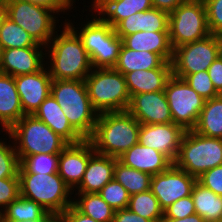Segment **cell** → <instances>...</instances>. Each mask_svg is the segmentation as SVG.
Listing matches in <instances>:
<instances>
[{"label": "cell", "mask_w": 222, "mask_h": 222, "mask_svg": "<svg viewBox=\"0 0 222 222\" xmlns=\"http://www.w3.org/2000/svg\"><path fill=\"white\" fill-rule=\"evenodd\" d=\"M151 177L149 173L127 167L116 161L114 179L127 190L130 196L150 190Z\"/></svg>", "instance_id": "cell-32"}, {"label": "cell", "mask_w": 222, "mask_h": 222, "mask_svg": "<svg viewBox=\"0 0 222 222\" xmlns=\"http://www.w3.org/2000/svg\"><path fill=\"white\" fill-rule=\"evenodd\" d=\"M127 208L152 222H159L164 216L158 199L150 190L131 195Z\"/></svg>", "instance_id": "cell-34"}, {"label": "cell", "mask_w": 222, "mask_h": 222, "mask_svg": "<svg viewBox=\"0 0 222 222\" xmlns=\"http://www.w3.org/2000/svg\"><path fill=\"white\" fill-rule=\"evenodd\" d=\"M6 144L0 139V179L18 177L19 159L15 146Z\"/></svg>", "instance_id": "cell-37"}, {"label": "cell", "mask_w": 222, "mask_h": 222, "mask_svg": "<svg viewBox=\"0 0 222 222\" xmlns=\"http://www.w3.org/2000/svg\"><path fill=\"white\" fill-rule=\"evenodd\" d=\"M112 222H152V221L140 215H137L128 208H124L114 211Z\"/></svg>", "instance_id": "cell-45"}, {"label": "cell", "mask_w": 222, "mask_h": 222, "mask_svg": "<svg viewBox=\"0 0 222 222\" xmlns=\"http://www.w3.org/2000/svg\"><path fill=\"white\" fill-rule=\"evenodd\" d=\"M20 1H26L28 3H32L41 7H45L47 9H50L54 12H56L54 15L58 14L59 12L63 13L65 10H69L70 7L72 9V4L75 2V0H20Z\"/></svg>", "instance_id": "cell-43"}, {"label": "cell", "mask_w": 222, "mask_h": 222, "mask_svg": "<svg viewBox=\"0 0 222 222\" xmlns=\"http://www.w3.org/2000/svg\"><path fill=\"white\" fill-rule=\"evenodd\" d=\"M218 58L216 35L186 43L173 49L172 75L183 79L186 75L206 71Z\"/></svg>", "instance_id": "cell-12"}, {"label": "cell", "mask_w": 222, "mask_h": 222, "mask_svg": "<svg viewBox=\"0 0 222 222\" xmlns=\"http://www.w3.org/2000/svg\"><path fill=\"white\" fill-rule=\"evenodd\" d=\"M123 45L132 50L149 51L159 54L166 62H171L173 48L169 40V32L139 31L123 39Z\"/></svg>", "instance_id": "cell-26"}, {"label": "cell", "mask_w": 222, "mask_h": 222, "mask_svg": "<svg viewBox=\"0 0 222 222\" xmlns=\"http://www.w3.org/2000/svg\"><path fill=\"white\" fill-rule=\"evenodd\" d=\"M94 152L91 141L84 139L76 144H68L60 153L58 174L73 192L83 180L89 158Z\"/></svg>", "instance_id": "cell-16"}, {"label": "cell", "mask_w": 222, "mask_h": 222, "mask_svg": "<svg viewBox=\"0 0 222 222\" xmlns=\"http://www.w3.org/2000/svg\"><path fill=\"white\" fill-rule=\"evenodd\" d=\"M6 17H7V7H6L5 0H3L0 3V27Z\"/></svg>", "instance_id": "cell-50"}, {"label": "cell", "mask_w": 222, "mask_h": 222, "mask_svg": "<svg viewBox=\"0 0 222 222\" xmlns=\"http://www.w3.org/2000/svg\"><path fill=\"white\" fill-rule=\"evenodd\" d=\"M186 0H152L153 7L167 12L168 14L172 13L180 4Z\"/></svg>", "instance_id": "cell-47"}, {"label": "cell", "mask_w": 222, "mask_h": 222, "mask_svg": "<svg viewBox=\"0 0 222 222\" xmlns=\"http://www.w3.org/2000/svg\"><path fill=\"white\" fill-rule=\"evenodd\" d=\"M19 195V177L0 179V212L4 210Z\"/></svg>", "instance_id": "cell-40"}, {"label": "cell", "mask_w": 222, "mask_h": 222, "mask_svg": "<svg viewBox=\"0 0 222 222\" xmlns=\"http://www.w3.org/2000/svg\"><path fill=\"white\" fill-rule=\"evenodd\" d=\"M66 21L61 34L54 35L45 47L49 48L44 51L50 59L47 68L52 79L85 80L93 68L80 37Z\"/></svg>", "instance_id": "cell-1"}, {"label": "cell", "mask_w": 222, "mask_h": 222, "mask_svg": "<svg viewBox=\"0 0 222 222\" xmlns=\"http://www.w3.org/2000/svg\"><path fill=\"white\" fill-rule=\"evenodd\" d=\"M173 164L198 178L209 169L222 165V139L186 130Z\"/></svg>", "instance_id": "cell-8"}, {"label": "cell", "mask_w": 222, "mask_h": 222, "mask_svg": "<svg viewBox=\"0 0 222 222\" xmlns=\"http://www.w3.org/2000/svg\"><path fill=\"white\" fill-rule=\"evenodd\" d=\"M195 206L190 196L181 198L164 210L165 218L182 219L195 214Z\"/></svg>", "instance_id": "cell-41"}, {"label": "cell", "mask_w": 222, "mask_h": 222, "mask_svg": "<svg viewBox=\"0 0 222 222\" xmlns=\"http://www.w3.org/2000/svg\"><path fill=\"white\" fill-rule=\"evenodd\" d=\"M1 52H2V49H1V47H0V63H1Z\"/></svg>", "instance_id": "cell-52"}, {"label": "cell", "mask_w": 222, "mask_h": 222, "mask_svg": "<svg viewBox=\"0 0 222 222\" xmlns=\"http://www.w3.org/2000/svg\"><path fill=\"white\" fill-rule=\"evenodd\" d=\"M140 123L127 110L98 114L89 138L95 152L118 158L138 143Z\"/></svg>", "instance_id": "cell-2"}, {"label": "cell", "mask_w": 222, "mask_h": 222, "mask_svg": "<svg viewBox=\"0 0 222 222\" xmlns=\"http://www.w3.org/2000/svg\"><path fill=\"white\" fill-rule=\"evenodd\" d=\"M0 47L4 50L45 46L38 44L21 26L6 17L0 27Z\"/></svg>", "instance_id": "cell-33"}, {"label": "cell", "mask_w": 222, "mask_h": 222, "mask_svg": "<svg viewBox=\"0 0 222 222\" xmlns=\"http://www.w3.org/2000/svg\"><path fill=\"white\" fill-rule=\"evenodd\" d=\"M94 12L113 28L128 16L153 8L152 0H94Z\"/></svg>", "instance_id": "cell-24"}, {"label": "cell", "mask_w": 222, "mask_h": 222, "mask_svg": "<svg viewBox=\"0 0 222 222\" xmlns=\"http://www.w3.org/2000/svg\"><path fill=\"white\" fill-rule=\"evenodd\" d=\"M6 133L19 162L28 155L61 153L68 143L34 115H24Z\"/></svg>", "instance_id": "cell-4"}, {"label": "cell", "mask_w": 222, "mask_h": 222, "mask_svg": "<svg viewBox=\"0 0 222 222\" xmlns=\"http://www.w3.org/2000/svg\"><path fill=\"white\" fill-rule=\"evenodd\" d=\"M60 153L28 155L20 161L18 173H58Z\"/></svg>", "instance_id": "cell-35"}, {"label": "cell", "mask_w": 222, "mask_h": 222, "mask_svg": "<svg viewBox=\"0 0 222 222\" xmlns=\"http://www.w3.org/2000/svg\"><path fill=\"white\" fill-rule=\"evenodd\" d=\"M173 123L185 130H193L204 107L203 99L188 83L172 75L164 89Z\"/></svg>", "instance_id": "cell-11"}, {"label": "cell", "mask_w": 222, "mask_h": 222, "mask_svg": "<svg viewBox=\"0 0 222 222\" xmlns=\"http://www.w3.org/2000/svg\"><path fill=\"white\" fill-rule=\"evenodd\" d=\"M197 181L216 195L222 196V165L204 172Z\"/></svg>", "instance_id": "cell-42"}, {"label": "cell", "mask_w": 222, "mask_h": 222, "mask_svg": "<svg viewBox=\"0 0 222 222\" xmlns=\"http://www.w3.org/2000/svg\"><path fill=\"white\" fill-rule=\"evenodd\" d=\"M66 222H98L81 213L73 204L63 212Z\"/></svg>", "instance_id": "cell-46"}, {"label": "cell", "mask_w": 222, "mask_h": 222, "mask_svg": "<svg viewBox=\"0 0 222 222\" xmlns=\"http://www.w3.org/2000/svg\"><path fill=\"white\" fill-rule=\"evenodd\" d=\"M166 61L156 53L137 51L122 45L114 69L125 75L135 70H150L161 67Z\"/></svg>", "instance_id": "cell-27"}, {"label": "cell", "mask_w": 222, "mask_h": 222, "mask_svg": "<svg viewBox=\"0 0 222 222\" xmlns=\"http://www.w3.org/2000/svg\"><path fill=\"white\" fill-rule=\"evenodd\" d=\"M169 40L172 48L204 39L211 34L203 0H186L169 14Z\"/></svg>", "instance_id": "cell-9"}, {"label": "cell", "mask_w": 222, "mask_h": 222, "mask_svg": "<svg viewBox=\"0 0 222 222\" xmlns=\"http://www.w3.org/2000/svg\"><path fill=\"white\" fill-rule=\"evenodd\" d=\"M168 24L169 14L153 7L128 16L114 27V31L123 39L139 31L169 32Z\"/></svg>", "instance_id": "cell-21"}, {"label": "cell", "mask_w": 222, "mask_h": 222, "mask_svg": "<svg viewBox=\"0 0 222 222\" xmlns=\"http://www.w3.org/2000/svg\"><path fill=\"white\" fill-rule=\"evenodd\" d=\"M51 95L61 106L71 126L84 139H89L98 113L91 105L84 80L52 79Z\"/></svg>", "instance_id": "cell-3"}, {"label": "cell", "mask_w": 222, "mask_h": 222, "mask_svg": "<svg viewBox=\"0 0 222 222\" xmlns=\"http://www.w3.org/2000/svg\"><path fill=\"white\" fill-rule=\"evenodd\" d=\"M100 196L114 209L128 207L130 195L127 190L115 179L109 181L99 192Z\"/></svg>", "instance_id": "cell-36"}, {"label": "cell", "mask_w": 222, "mask_h": 222, "mask_svg": "<svg viewBox=\"0 0 222 222\" xmlns=\"http://www.w3.org/2000/svg\"><path fill=\"white\" fill-rule=\"evenodd\" d=\"M7 17L21 26L33 39L47 46L57 33L55 12L26 1L5 0ZM53 13V14H52Z\"/></svg>", "instance_id": "cell-10"}, {"label": "cell", "mask_w": 222, "mask_h": 222, "mask_svg": "<svg viewBox=\"0 0 222 222\" xmlns=\"http://www.w3.org/2000/svg\"><path fill=\"white\" fill-rule=\"evenodd\" d=\"M45 66L38 72L14 77L25 115H33L51 94L52 78Z\"/></svg>", "instance_id": "cell-17"}, {"label": "cell", "mask_w": 222, "mask_h": 222, "mask_svg": "<svg viewBox=\"0 0 222 222\" xmlns=\"http://www.w3.org/2000/svg\"><path fill=\"white\" fill-rule=\"evenodd\" d=\"M193 131L206 137L222 139V94L205 100Z\"/></svg>", "instance_id": "cell-28"}, {"label": "cell", "mask_w": 222, "mask_h": 222, "mask_svg": "<svg viewBox=\"0 0 222 222\" xmlns=\"http://www.w3.org/2000/svg\"><path fill=\"white\" fill-rule=\"evenodd\" d=\"M23 222H42V221H23Z\"/></svg>", "instance_id": "cell-53"}, {"label": "cell", "mask_w": 222, "mask_h": 222, "mask_svg": "<svg viewBox=\"0 0 222 222\" xmlns=\"http://www.w3.org/2000/svg\"><path fill=\"white\" fill-rule=\"evenodd\" d=\"M197 178L172 164L166 171L153 175L150 191L163 211L175 201L190 196Z\"/></svg>", "instance_id": "cell-13"}, {"label": "cell", "mask_w": 222, "mask_h": 222, "mask_svg": "<svg viewBox=\"0 0 222 222\" xmlns=\"http://www.w3.org/2000/svg\"><path fill=\"white\" fill-rule=\"evenodd\" d=\"M33 115L47 124L68 144H76L84 140V138L71 126L61 106L51 94L41 103Z\"/></svg>", "instance_id": "cell-22"}, {"label": "cell", "mask_w": 222, "mask_h": 222, "mask_svg": "<svg viewBox=\"0 0 222 222\" xmlns=\"http://www.w3.org/2000/svg\"><path fill=\"white\" fill-rule=\"evenodd\" d=\"M48 214L40 204L19 195L0 212V222L42 221Z\"/></svg>", "instance_id": "cell-30"}, {"label": "cell", "mask_w": 222, "mask_h": 222, "mask_svg": "<svg viewBox=\"0 0 222 222\" xmlns=\"http://www.w3.org/2000/svg\"><path fill=\"white\" fill-rule=\"evenodd\" d=\"M78 199L73 205L84 215L98 222H112L114 209L100 196L99 193H75Z\"/></svg>", "instance_id": "cell-31"}, {"label": "cell", "mask_w": 222, "mask_h": 222, "mask_svg": "<svg viewBox=\"0 0 222 222\" xmlns=\"http://www.w3.org/2000/svg\"><path fill=\"white\" fill-rule=\"evenodd\" d=\"M191 197L196 214L206 222H222V196L216 195L197 181Z\"/></svg>", "instance_id": "cell-29"}, {"label": "cell", "mask_w": 222, "mask_h": 222, "mask_svg": "<svg viewBox=\"0 0 222 222\" xmlns=\"http://www.w3.org/2000/svg\"><path fill=\"white\" fill-rule=\"evenodd\" d=\"M45 47L9 48L1 52L0 73L13 77L38 72L47 62ZM44 60V61H43Z\"/></svg>", "instance_id": "cell-18"}, {"label": "cell", "mask_w": 222, "mask_h": 222, "mask_svg": "<svg viewBox=\"0 0 222 222\" xmlns=\"http://www.w3.org/2000/svg\"><path fill=\"white\" fill-rule=\"evenodd\" d=\"M90 102L98 113L126 111L130 95L125 75L114 68H93L84 80Z\"/></svg>", "instance_id": "cell-5"}, {"label": "cell", "mask_w": 222, "mask_h": 222, "mask_svg": "<svg viewBox=\"0 0 222 222\" xmlns=\"http://www.w3.org/2000/svg\"><path fill=\"white\" fill-rule=\"evenodd\" d=\"M186 130L173 122L168 124H140L138 142L158 150L172 163L177 158Z\"/></svg>", "instance_id": "cell-14"}, {"label": "cell", "mask_w": 222, "mask_h": 222, "mask_svg": "<svg viewBox=\"0 0 222 222\" xmlns=\"http://www.w3.org/2000/svg\"><path fill=\"white\" fill-rule=\"evenodd\" d=\"M76 30L73 23L66 22L80 37L89 56L92 68H114L123 45L114 28L100 16L93 17ZM79 31V32H78Z\"/></svg>", "instance_id": "cell-6"}, {"label": "cell", "mask_w": 222, "mask_h": 222, "mask_svg": "<svg viewBox=\"0 0 222 222\" xmlns=\"http://www.w3.org/2000/svg\"><path fill=\"white\" fill-rule=\"evenodd\" d=\"M127 111L140 124H168L173 122L164 91L132 95Z\"/></svg>", "instance_id": "cell-15"}, {"label": "cell", "mask_w": 222, "mask_h": 222, "mask_svg": "<svg viewBox=\"0 0 222 222\" xmlns=\"http://www.w3.org/2000/svg\"><path fill=\"white\" fill-rule=\"evenodd\" d=\"M183 79L205 100H210L220 95L215 90L207 70L186 75Z\"/></svg>", "instance_id": "cell-38"}, {"label": "cell", "mask_w": 222, "mask_h": 222, "mask_svg": "<svg viewBox=\"0 0 222 222\" xmlns=\"http://www.w3.org/2000/svg\"><path fill=\"white\" fill-rule=\"evenodd\" d=\"M172 76L171 62H165L159 68L135 70L125 74L126 86L130 97L139 93L164 91L168 79Z\"/></svg>", "instance_id": "cell-23"}, {"label": "cell", "mask_w": 222, "mask_h": 222, "mask_svg": "<svg viewBox=\"0 0 222 222\" xmlns=\"http://www.w3.org/2000/svg\"><path fill=\"white\" fill-rule=\"evenodd\" d=\"M206 13L208 27L213 35L222 33V0H203Z\"/></svg>", "instance_id": "cell-39"}, {"label": "cell", "mask_w": 222, "mask_h": 222, "mask_svg": "<svg viewBox=\"0 0 222 222\" xmlns=\"http://www.w3.org/2000/svg\"><path fill=\"white\" fill-rule=\"evenodd\" d=\"M24 115L14 77L0 73V124L4 132Z\"/></svg>", "instance_id": "cell-25"}, {"label": "cell", "mask_w": 222, "mask_h": 222, "mask_svg": "<svg viewBox=\"0 0 222 222\" xmlns=\"http://www.w3.org/2000/svg\"><path fill=\"white\" fill-rule=\"evenodd\" d=\"M123 165L149 173L151 176L166 171L173 163L158 150L139 142L117 158Z\"/></svg>", "instance_id": "cell-19"}, {"label": "cell", "mask_w": 222, "mask_h": 222, "mask_svg": "<svg viewBox=\"0 0 222 222\" xmlns=\"http://www.w3.org/2000/svg\"><path fill=\"white\" fill-rule=\"evenodd\" d=\"M42 222H66V218L63 213H49Z\"/></svg>", "instance_id": "cell-49"}, {"label": "cell", "mask_w": 222, "mask_h": 222, "mask_svg": "<svg viewBox=\"0 0 222 222\" xmlns=\"http://www.w3.org/2000/svg\"><path fill=\"white\" fill-rule=\"evenodd\" d=\"M215 90L222 94V59L219 57L207 69Z\"/></svg>", "instance_id": "cell-44"}, {"label": "cell", "mask_w": 222, "mask_h": 222, "mask_svg": "<svg viewBox=\"0 0 222 222\" xmlns=\"http://www.w3.org/2000/svg\"><path fill=\"white\" fill-rule=\"evenodd\" d=\"M18 177L20 195L40 204L48 213H63L73 204L70 197L74 192L58 173H18Z\"/></svg>", "instance_id": "cell-7"}, {"label": "cell", "mask_w": 222, "mask_h": 222, "mask_svg": "<svg viewBox=\"0 0 222 222\" xmlns=\"http://www.w3.org/2000/svg\"><path fill=\"white\" fill-rule=\"evenodd\" d=\"M115 157L94 152L88 161L83 180L76 188V193H99L100 190L114 179Z\"/></svg>", "instance_id": "cell-20"}, {"label": "cell", "mask_w": 222, "mask_h": 222, "mask_svg": "<svg viewBox=\"0 0 222 222\" xmlns=\"http://www.w3.org/2000/svg\"><path fill=\"white\" fill-rule=\"evenodd\" d=\"M159 222H206L201 216L198 214H193L191 216H187L182 219H173V218H163Z\"/></svg>", "instance_id": "cell-48"}, {"label": "cell", "mask_w": 222, "mask_h": 222, "mask_svg": "<svg viewBox=\"0 0 222 222\" xmlns=\"http://www.w3.org/2000/svg\"><path fill=\"white\" fill-rule=\"evenodd\" d=\"M218 57L222 59V33L216 35Z\"/></svg>", "instance_id": "cell-51"}]
</instances>
